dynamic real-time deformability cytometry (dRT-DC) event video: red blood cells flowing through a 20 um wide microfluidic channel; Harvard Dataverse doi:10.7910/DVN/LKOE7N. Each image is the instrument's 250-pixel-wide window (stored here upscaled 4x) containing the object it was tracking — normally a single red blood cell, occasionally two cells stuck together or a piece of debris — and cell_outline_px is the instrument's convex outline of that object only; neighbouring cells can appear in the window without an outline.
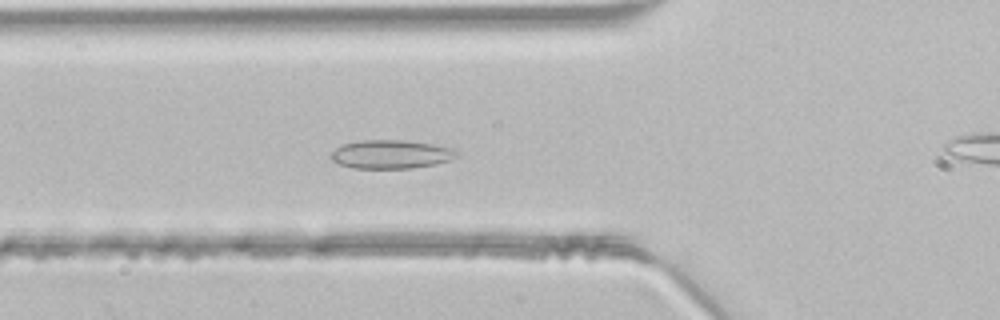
{"species": "common noctule bat (a hibernating species)", "species_latin": "Nyctalus noctula", "temperature_condition": "room temperature", "stored_images_in_passage": 42, "camera_frame_rate_fps": 3000, "um_per_image_px": 0.085, "animal": {"sex": "male", "body_mass_g": 21.5, "forearm_length_mm": 52.0}, "frame": {"image": 1, "passage_image": 10, "time_ms": 3.0, "image_size_px": [1000, 320], "cell_outline_px": [[460, 156], [452, 160], [436, 164], [412, 168], [352, 168], [340, 164], [332, 160], [328, 156], [336, 148], [344, 144], [360, 140], [404, 140], [432, 144], [456, 148], [460, 152]], "centroid_in_image_um": [33.3, 13.11], "position_along_channel_um": 92.5, "area_um2": 21.27}}
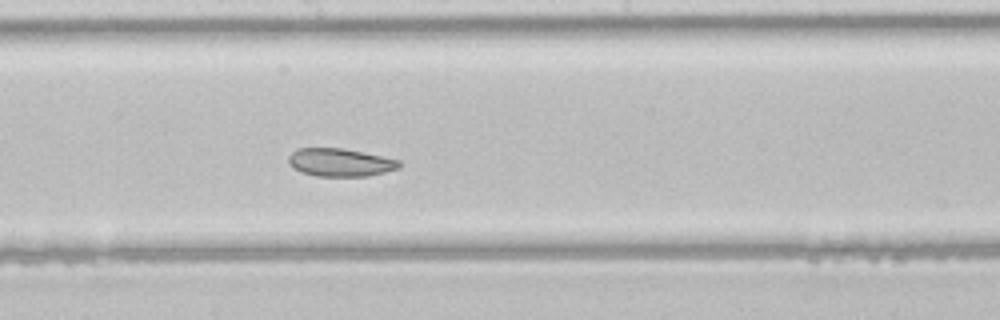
{"frame": {"image": 2, "passage_image": 19, "time_ms": 6.0, "image_size_px": [1000, 320], "cell_outline_px": [[400, 164], [396, 168], [384, 172], [368, 176], [316, 176], [300, 172], [292, 168], [288, 164], [288, 156], [296, 148], [344, 148], [400, 160]], "centroid_in_image_um": [28.84, 13.8], "position_along_channel_um": 219.4, "area_um2": 18.09}}
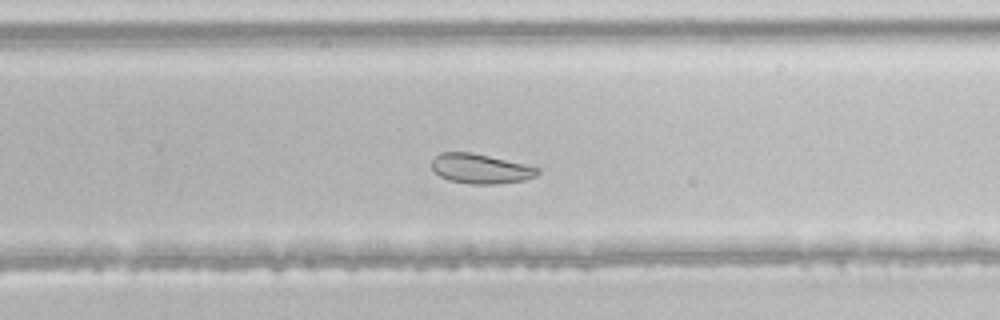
{"frame": {"image": 3, "passage_image": 24, "time_ms": 7.667, "image_size_px": [1000, 320], "cell_outline_px": [[540, 172], [536, 176], [524, 180], [492, 184], [472, 184], [448, 180], [440, 176], [432, 168], [432, 160], [440, 152], [472, 152], [540, 168]], "centroid_in_image_um": [40.83, 14.34], "position_along_channel_um": 289.0, "area_um2": 18.15}}